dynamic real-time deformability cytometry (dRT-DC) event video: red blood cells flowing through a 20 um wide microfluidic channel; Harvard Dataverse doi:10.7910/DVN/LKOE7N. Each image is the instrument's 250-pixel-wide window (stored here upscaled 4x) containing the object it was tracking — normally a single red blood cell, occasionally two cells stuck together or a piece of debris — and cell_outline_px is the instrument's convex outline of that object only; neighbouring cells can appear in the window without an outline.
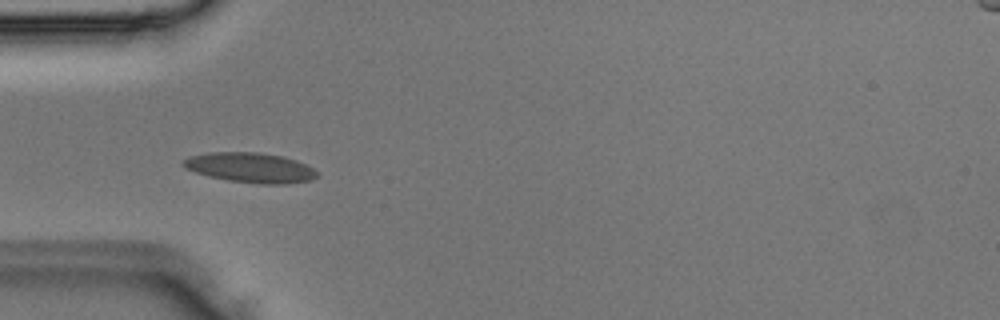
{"species": "Egyptian fruit bat (a non-hibernating species)", "species_latin": "Rousettus aegyptiacus", "temperature_condition": "room temperature", "stored_images_in_passage": 3, "camera_frame_rate_fps": 3000, "um_per_image_px": 0.085, "animal": {"sex": "male"}, "frame": {"image": 1, "passage_image": 3, "time_ms": 0.667, "image_size_px": [1000, 320], "cell_outline_px": [[320, 172], [312, 180], [284, 184], [260, 184], [228, 180], [208, 176], [184, 168], [180, 164], [188, 156], [208, 152], [260, 152], [284, 156], [296, 160]], "centroid_in_image_um": [21.26, 14.24], "position_along_channel_um": 63.7, "area_um2": 23.52}}